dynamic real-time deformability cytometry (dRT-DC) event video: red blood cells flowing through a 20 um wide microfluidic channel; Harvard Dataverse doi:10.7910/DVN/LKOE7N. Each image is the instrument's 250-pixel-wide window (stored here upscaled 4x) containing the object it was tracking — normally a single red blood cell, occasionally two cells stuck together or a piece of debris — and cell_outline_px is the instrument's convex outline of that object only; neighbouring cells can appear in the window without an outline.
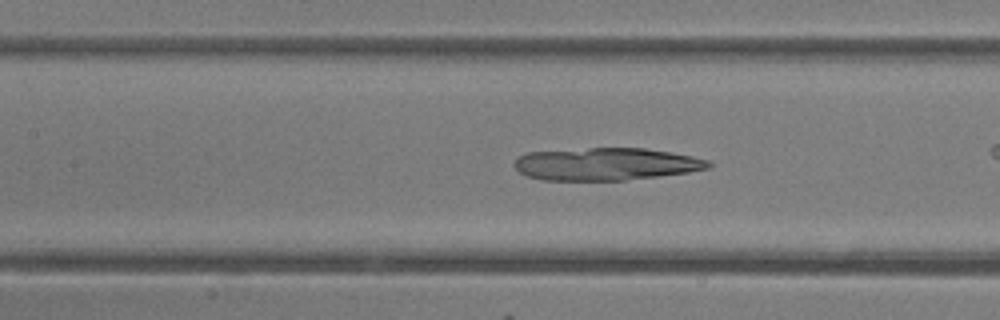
{"species": "common noctule bat (a hibernating species)", "species_latin": "Nyctalus noctula", "temperature_condition": "room temperature", "stored_images_in_passage": 38, "camera_frame_rate_fps": 3000, "um_per_image_px": 0.085, "animal": {"sex": "female"}, "frame": {"image": 1, "passage_image": 22, "time_ms": 7.0, "image_size_px": [1000, 320], "cell_outline_px": [[712, 168], [688, 172], [624, 180], [540, 180], [528, 176], [520, 172], [512, 164], [520, 156], [528, 152], [588, 148], [644, 148], [692, 156], [708, 160], [712, 164]], "centroid_in_image_um": [51.51, 13.94], "position_along_channel_um": 155.9, "area_um2": 36.59}}